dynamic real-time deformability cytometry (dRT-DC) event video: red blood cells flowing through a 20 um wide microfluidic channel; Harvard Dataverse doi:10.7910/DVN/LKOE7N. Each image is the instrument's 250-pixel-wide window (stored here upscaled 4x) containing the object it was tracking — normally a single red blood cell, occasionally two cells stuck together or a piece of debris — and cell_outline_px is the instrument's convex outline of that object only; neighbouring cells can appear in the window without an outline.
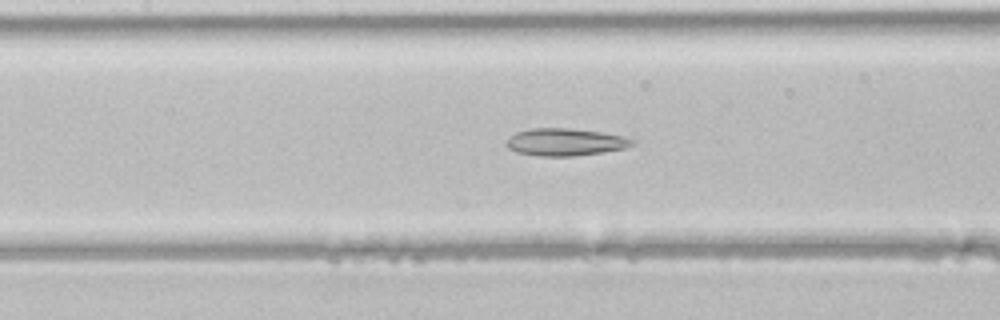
{"species": "common noctule bat (a hibernating species)", "species_latin": "Nyctalus noctula", "temperature_condition": "room temperature", "stored_images_in_passage": 33, "camera_frame_rate_fps": 3000, "um_per_image_px": 0.085, "animal": {"sex": "male", "body_mass_g": 21.5, "forearm_length_mm": 52.0}, "frame": {"image": 1, "passage_image": 8, "time_ms": 2.333, "image_size_px": [1000, 320], "cell_outline_px": [[636, 144], [628, 148], [604, 152], [572, 156], [540, 156], [516, 152], [508, 148], [504, 144], [504, 140], [516, 132], [532, 128], [568, 128], [600, 132], [624, 136], [636, 140]], "centroid_in_image_um": [48.06, 12.08], "position_along_channel_um": 159.3, "area_um2": 20.35}}
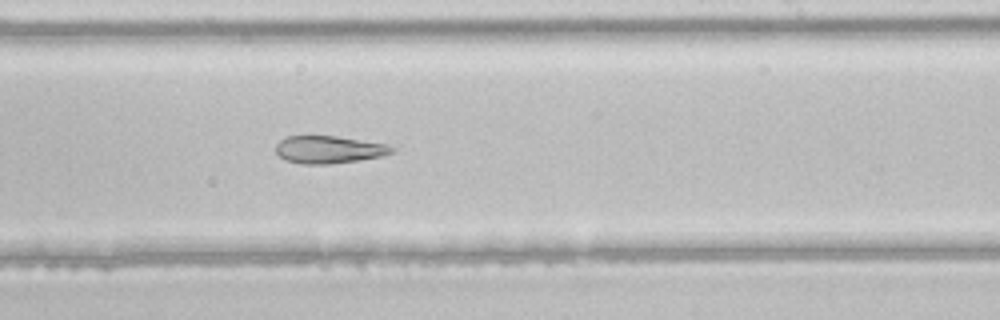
{"frame": {"image": 2, "passage_image": 15, "time_ms": 4.667, "image_size_px": [1000, 320], "cell_outline_px": [[396, 152], [384, 156], [328, 164], [300, 164], [284, 160], [276, 152], [276, 144], [284, 136], [336, 136], [388, 144], [396, 148]], "centroid_in_image_um": [27.98, 12.71], "position_along_channel_um": 261.0, "area_um2": 18.79}}
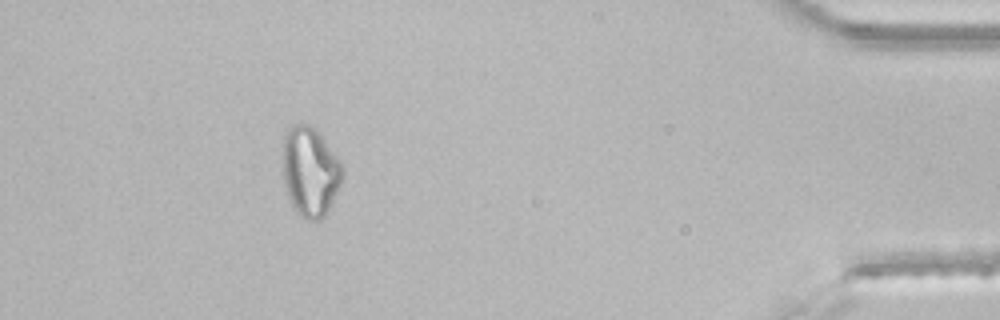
{"frame": {"image": 3, "passage_image": 29, "time_ms": 9.333, "image_size_px": [1000, 320], "cell_outline_px": [[344, 172], [340, 184], [324, 216], [320, 220], [308, 220], [300, 216], [292, 204], [288, 196], [284, 184], [284, 136], [288, 124], [308, 124], [316, 128], [344, 168]], "centroid_in_image_um": [26.35, 14.55], "position_along_channel_um": 408.8, "area_um2": 30.75}}